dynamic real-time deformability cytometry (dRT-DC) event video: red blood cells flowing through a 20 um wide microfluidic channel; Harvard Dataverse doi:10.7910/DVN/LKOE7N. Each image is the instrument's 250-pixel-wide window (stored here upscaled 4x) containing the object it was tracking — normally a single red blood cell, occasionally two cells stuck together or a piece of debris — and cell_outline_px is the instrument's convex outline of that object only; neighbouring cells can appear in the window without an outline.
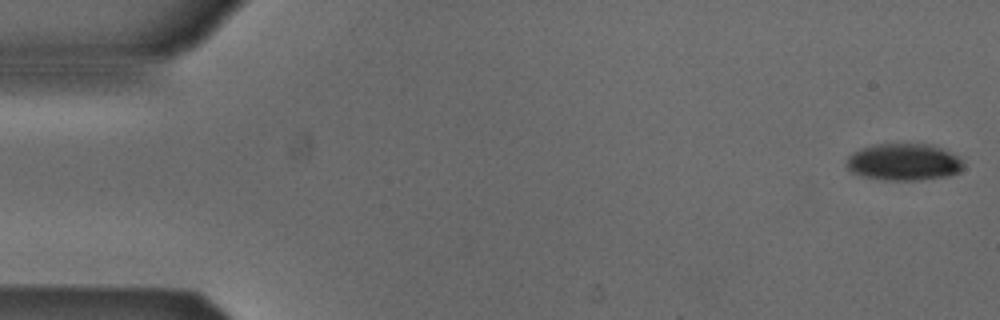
{"species": "Egyptian fruit bat (a non-hibernating species)", "species_latin": "Rousettus aegyptiacus", "temperature_condition": "cold", "stored_images_in_passage": 52, "camera_frame_rate_fps": 3000, "um_per_image_px": 0.085, "animal": {"sex": "male"}, "frame": {"image": 1, "passage_image": 1, "time_ms": 0.0, "image_size_px": [1000, 320], "cell_outline_px": [[964, 168], [960, 172], [948, 176], [920, 180], [884, 180], [864, 176], [852, 172], [848, 168], [848, 156], [852, 152], [876, 144], [936, 144], [964, 160]], "centroid_in_image_um": [76.9, 13.77], "position_along_channel_um": 8.1, "area_um2": 25.26}}
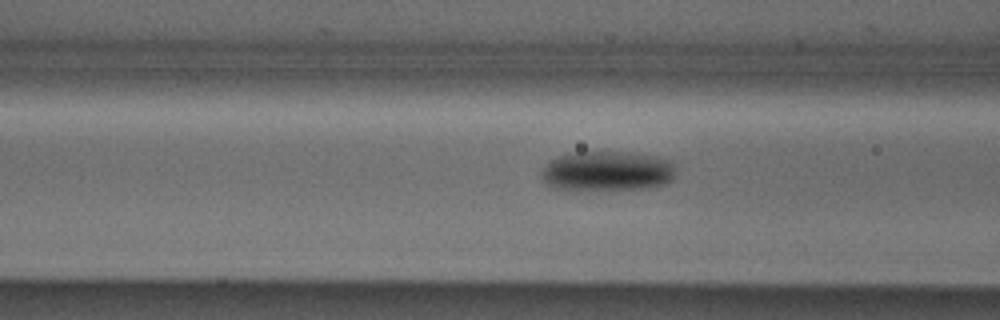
{"frame": {"image": 2, "passage_image": 20, "time_ms": 6.333, "image_size_px": [1000, 320], "cell_outline_px": [[676, 176], [668, 184], [648, 188], [556, 188], [544, 184], [540, 180], [540, 172], [556, 156], [568, 152], [628, 152], [656, 156], [672, 160], [676, 164]], "centroid_in_image_um": [51.67, 14.51], "position_along_channel_um": 114.9, "area_um2": 31.33}}
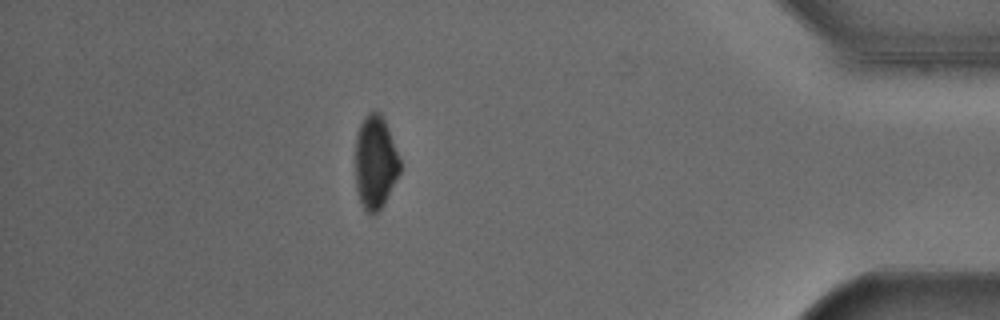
{"frame": {"image": 3, "passage_image": 46, "time_ms": 15.0, "image_size_px": [1000, 320], "cell_outline_px": [[400, 172], [384, 204], [376, 212], [368, 212], [360, 204], [356, 188], [356, 136], [360, 124], [364, 116], [368, 112], [376, 108], [380, 112], [388, 128], [400, 160]], "centroid_in_image_um": [31.89, 13.75], "position_along_channel_um": 403.3, "area_um2": 24.22}, "authors_computed_cell_mechanics": {"area_um2": 28.6688, "velocity_mm_per_s": 3.8784, "shape_relaxation_time_tau1_ms": 6.6594, "shape_relaxation_time_tau2_ms": null, "deformation_change_tau1": 0.1285, "deformation_change_tau2": null}}